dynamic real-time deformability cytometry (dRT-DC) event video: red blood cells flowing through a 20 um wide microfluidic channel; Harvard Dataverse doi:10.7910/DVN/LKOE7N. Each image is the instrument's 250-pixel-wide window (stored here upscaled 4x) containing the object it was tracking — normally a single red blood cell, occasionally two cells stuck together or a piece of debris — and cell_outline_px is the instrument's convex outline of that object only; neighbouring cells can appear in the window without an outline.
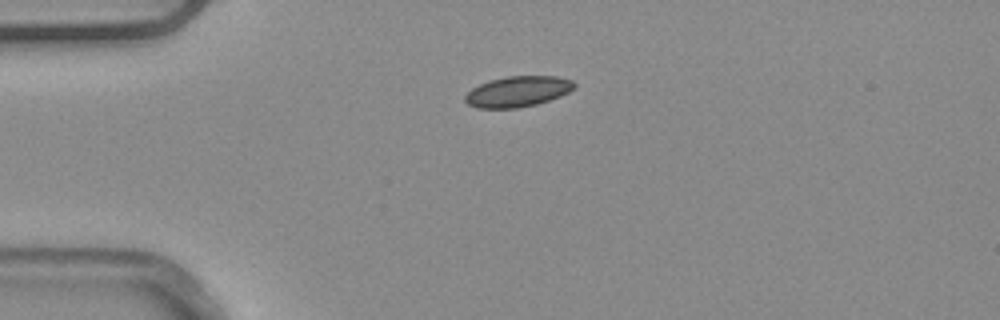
{"species": "common noctule bat (a hibernating species)", "species_latin": "Nyctalus noctula", "temperature_condition": "warm", "stored_images_in_passage": 41, "camera_frame_rate_fps": 3000, "um_per_image_px": 0.085, "animal": {"sex": "male", "body_mass_g": 20.4}, "frame": {"image": 1, "passage_image": 1, "time_ms": 0.0, "image_size_px": [1000, 320], "cell_outline_px": [[576, 84], [568, 92], [560, 96], [536, 104], [516, 108], [476, 108], [468, 104], [464, 100], [464, 96], [472, 88], [488, 80], [508, 76], [556, 76], [572, 80]], "centroid_in_image_um": [43.97, 7.77], "position_along_channel_um": 41.0, "area_um2": 19.42}}
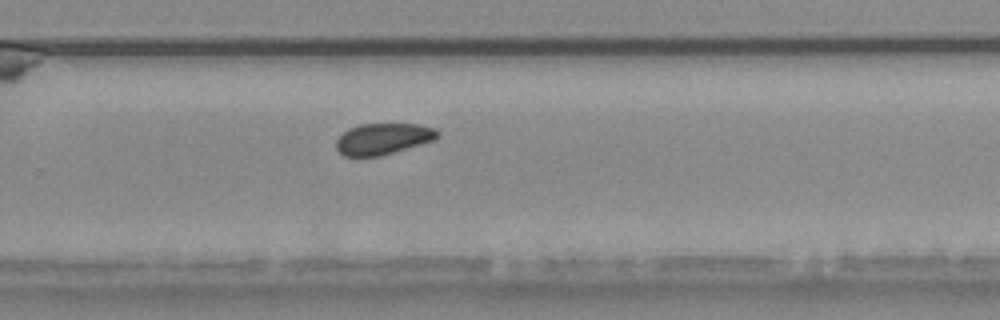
{"frame": {"image": 2, "passage_image": 23, "time_ms": 7.333, "image_size_px": [1000, 320], "cell_outline_px": [[440, 136], [432, 140], [380, 156], [344, 156], [336, 148], [336, 140], [348, 128], [360, 124], [420, 124], [436, 128], [440, 132]], "centroid_in_image_um": [32.56, 11.78], "position_along_channel_um": 297.2, "area_um2": 18.32}}
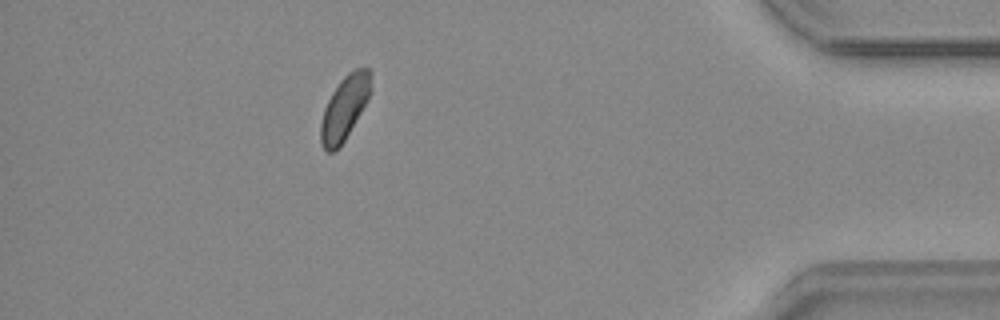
{"frame": {"image": 3, "passage_image": 35, "time_ms": 11.333, "image_size_px": [1000, 320], "cell_outline_px": [[372, 88], [360, 112], [344, 140], [332, 152], [328, 152], [324, 148], [320, 140], [320, 124], [324, 108], [332, 92], [340, 80], [348, 72], [356, 68], [368, 68], [372, 72]], "centroid_in_image_um": [29.28, 9.1], "position_along_channel_um": 405.9, "area_um2": 18.32}, "authors_computed_cell_mechanics": {"area_um2": 19.074, "velocity_mm_per_s": 3.8728, "shape_relaxation_time_tau1_ms": 4.3859, "shape_relaxation_time_tau2_ms": null, "deformation_change_tau1": 0.0513, "deformation_change_tau2": null}}